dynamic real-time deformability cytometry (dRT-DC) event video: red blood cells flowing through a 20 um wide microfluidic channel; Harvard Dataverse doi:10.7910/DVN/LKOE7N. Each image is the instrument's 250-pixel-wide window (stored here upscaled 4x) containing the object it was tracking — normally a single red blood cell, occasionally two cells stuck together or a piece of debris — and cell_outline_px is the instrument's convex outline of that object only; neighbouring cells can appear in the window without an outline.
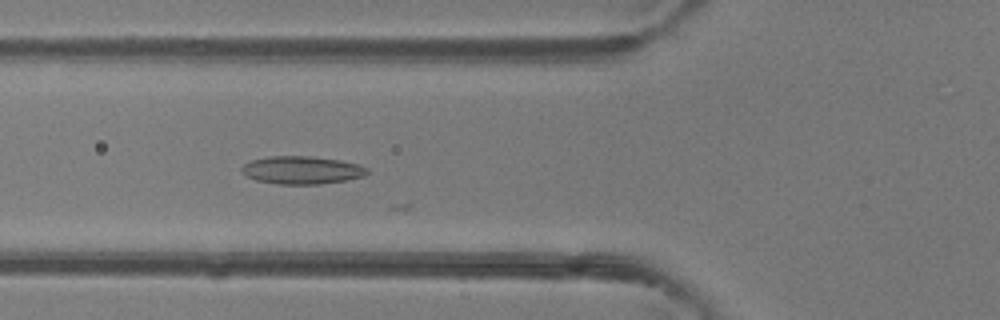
{"species": "common noctule bat (a hibernating species)", "species_latin": "Nyctalus noctula", "temperature_condition": "room temperature", "stored_images_in_passage": 43, "camera_frame_rate_fps": 3000, "um_per_image_px": 0.085, "animal": {"sex": "female"}, "frame": {"image": 1, "passage_image": 18, "time_ms": 5.667, "image_size_px": [1000, 320], "cell_outline_px": [[368, 172], [364, 176], [344, 180], [320, 184], [276, 184], [256, 180], [244, 176], [240, 172], [240, 168], [244, 164], [252, 160], [268, 156], [312, 156], [340, 160], [360, 164], [368, 168]], "centroid_in_image_um": [25.62, 14.45], "position_along_channel_um": 100.2, "area_um2": 20.58}}
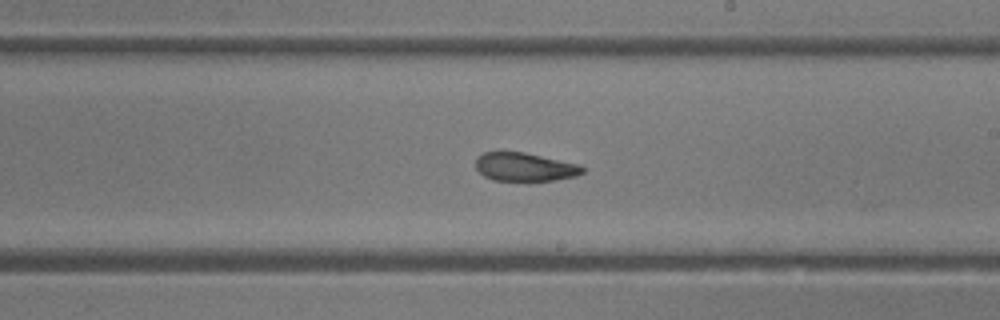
{"frame": {"image": 2, "passage_image": 28, "time_ms": 9.0, "image_size_px": [1000, 320], "cell_outline_px": [[584, 172], [576, 176], [556, 180], [528, 184], [492, 180], [484, 176], [476, 168], [476, 156], [484, 152], [524, 152], [580, 164], [584, 168]], "centroid_in_image_um": [44.61, 14.24], "position_along_channel_um": 244.4, "area_um2": 18.61}}
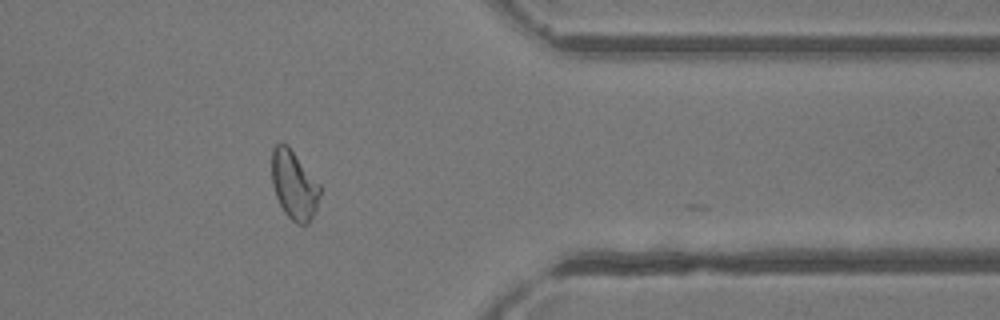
{"frame": {"image": 3, "passage_image": 39, "time_ms": 12.667, "image_size_px": [1000, 320], "cell_outline_px": [[320, 196], [316, 208], [308, 224], [296, 224], [284, 212], [276, 196], [272, 184], [272, 148], [280, 140], [288, 144], [320, 184]], "centroid_in_image_um": [24.99, 15.68], "position_along_channel_um": 386.4, "area_um2": 19.48}, "authors_computed_cell_mechanics": {"area_um2": 19.1318, "velocity_mm_per_s": 4.3244, "shape_relaxation_time_tau1_ms": null, "shape_relaxation_time_tau2_ms": 1.7308, "deformation_change_tau1": null, "deformation_change_tau2": 0.0846}}